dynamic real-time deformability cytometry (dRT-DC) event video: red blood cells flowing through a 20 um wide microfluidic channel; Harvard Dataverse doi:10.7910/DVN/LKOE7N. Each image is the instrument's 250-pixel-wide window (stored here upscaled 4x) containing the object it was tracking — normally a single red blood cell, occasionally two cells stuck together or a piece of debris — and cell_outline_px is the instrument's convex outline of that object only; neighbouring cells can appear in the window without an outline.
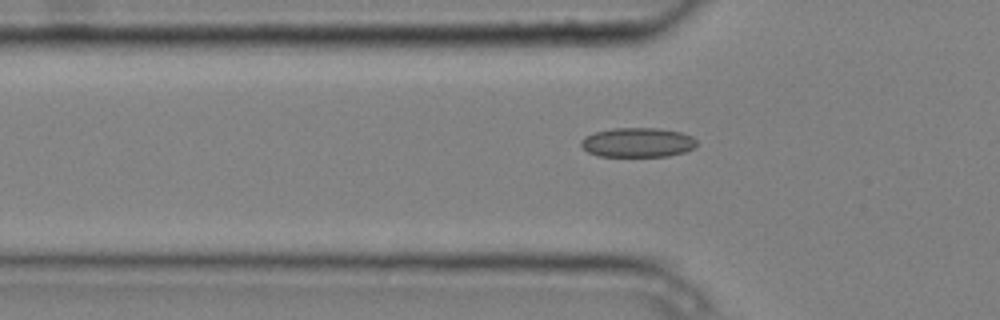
{"species": "common noctule bat (a hibernating species)", "species_latin": "Nyctalus noctula", "temperature_condition": "cold", "stored_images_in_passage": 7, "segment_of_instrument_passage": [2, 2], "camera_frame_rate_fps": 3000, "um_per_image_px": 0.085, "animal": {"sex": "male", "body_mass_g": 20.4}, "frame": {"image": 1, "passage_image": 7, "time_ms": 2.0, "image_size_px": [1000, 320], "cell_outline_px": [[696, 144], [692, 148], [684, 152], [668, 156], [600, 156], [588, 152], [580, 144], [580, 140], [584, 136], [592, 132], [612, 128], [660, 128], [680, 132], [692, 136], [696, 140]], "centroid_in_image_um": [54.16, 12.1], "position_along_channel_um": 71.6, "area_um2": 19.94}}